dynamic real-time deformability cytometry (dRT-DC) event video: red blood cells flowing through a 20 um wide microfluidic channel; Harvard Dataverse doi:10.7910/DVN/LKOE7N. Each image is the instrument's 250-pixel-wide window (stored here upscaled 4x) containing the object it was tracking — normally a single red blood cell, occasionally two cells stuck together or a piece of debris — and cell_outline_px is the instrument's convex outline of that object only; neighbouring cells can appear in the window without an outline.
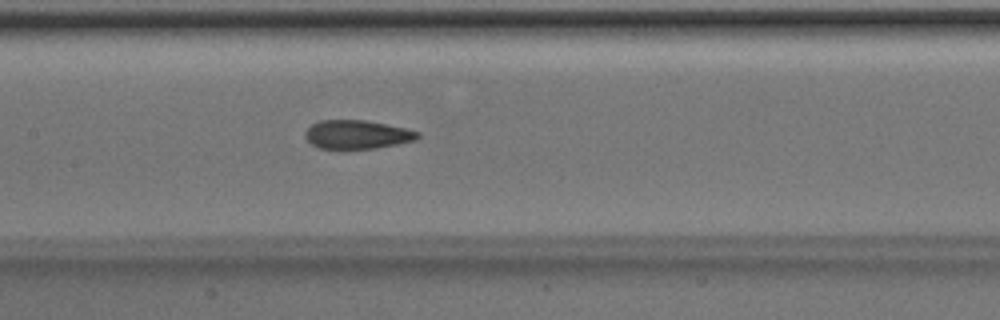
{"species": "Egyptian fruit bat (a non-hibernating species)", "species_latin": "Rousettus aegyptiacus", "temperature_condition": "room temperature", "stored_images_in_passage": 50, "camera_frame_rate_fps": 3000, "um_per_image_px": 0.085, "animal": {"sex": "male"}, "frame": {"image": 1, "passage_image": 24, "time_ms": 7.667, "image_size_px": [1000, 320], "cell_outline_px": [[420, 136], [416, 140], [376, 148], [344, 152], [340, 152], [320, 148], [312, 144], [304, 136], [304, 132], [312, 124], [320, 120], [364, 120], [404, 128], [420, 132]], "centroid_in_image_um": [30.3, 11.48], "position_along_channel_um": 177.1, "area_um2": 19.42}}
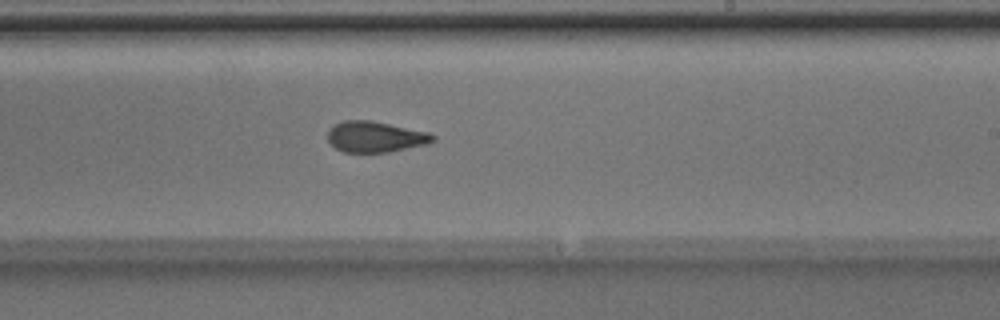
{"frame": {"image": 2, "passage_image": 30, "time_ms": 9.667, "image_size_px": [1000, 320], "cell_outline_px": [[436, 140], [428, 144], [388, 152], [344, 152], [336, 148], [328, 140], [328, 132], [336, 124], [344, 120], [372, 120], [428, 132], [436, 136]], "centroid_in_image_um": [31.94, 11.63], "position_along_channel_um": 257.1, "area_um2": 18.84}}
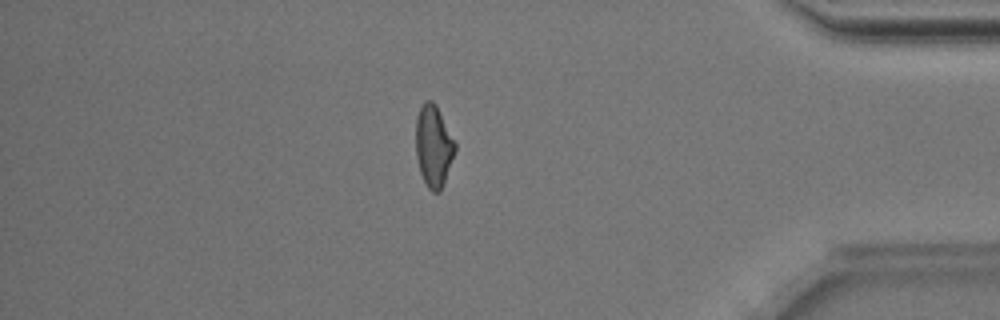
{"frame": {"image": 3, "passage_image": 43, "time_ms": 14.0, "image_size_px": [1000, 320], "cell_outline_px": [[456, 148], [444, 184], [440, 192], [432, 192], [428, 188], [420, 172], [416, 156], [416, 116], [424, 100], [432, 100], [436, 104], [456, 140]], "centroid_in_image_um": [36.86, 12.39], "position_along_channel_um": 398.3, "area_um2": 18.96}, "authors_computed_cell_mechanics": {"area_um2": 19.4208, "velocity_mm_per_s": 4.0262, "shape_relaxation_time_tau1_ms": 6.0569, "shape_relaxation_time_tau2_ms": 1.8995, "deformation_change_tau1": 0.1513, "deformation_change_tau2": 0.0778}}